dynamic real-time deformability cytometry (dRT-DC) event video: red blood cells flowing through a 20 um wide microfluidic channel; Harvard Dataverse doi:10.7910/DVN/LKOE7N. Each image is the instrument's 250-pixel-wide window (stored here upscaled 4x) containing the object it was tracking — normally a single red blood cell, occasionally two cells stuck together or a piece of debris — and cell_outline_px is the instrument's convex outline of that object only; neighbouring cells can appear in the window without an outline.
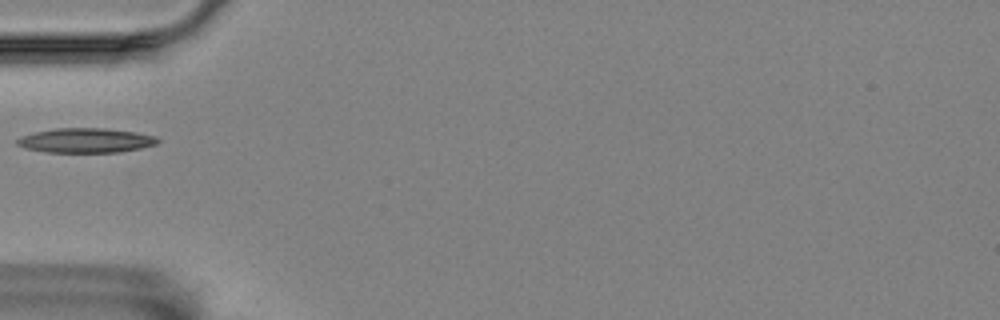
{"species": "Egyptian fruit bat (a non-hibernating species)", "species_latin": "Rousettus aegyptiacus", "temperature_condition": "room temperature", "stored_images_in_passage": 1, "camera_frame_rate_fps": 3000, "um_per_image_px": 0.085, "animal": {"sex": "female"}, "frame": {"image": 1, "passage_image": 1, "time_ms": 0.0, "image_size_px": [1000, 320], "cell_outline_px": [[160, 140], [156, 144], [140, 148], [116, 152], [48, 152], [24, 148], [16, 144], [16, 140], [20, 136], [36, 132], [56, 128], [104, 128], [136, 132], [156, 136]], "centroid_in_image_um": [7.28, 11.93], "position_along_channel_um": 77.7, "area_um2": 20.06}}